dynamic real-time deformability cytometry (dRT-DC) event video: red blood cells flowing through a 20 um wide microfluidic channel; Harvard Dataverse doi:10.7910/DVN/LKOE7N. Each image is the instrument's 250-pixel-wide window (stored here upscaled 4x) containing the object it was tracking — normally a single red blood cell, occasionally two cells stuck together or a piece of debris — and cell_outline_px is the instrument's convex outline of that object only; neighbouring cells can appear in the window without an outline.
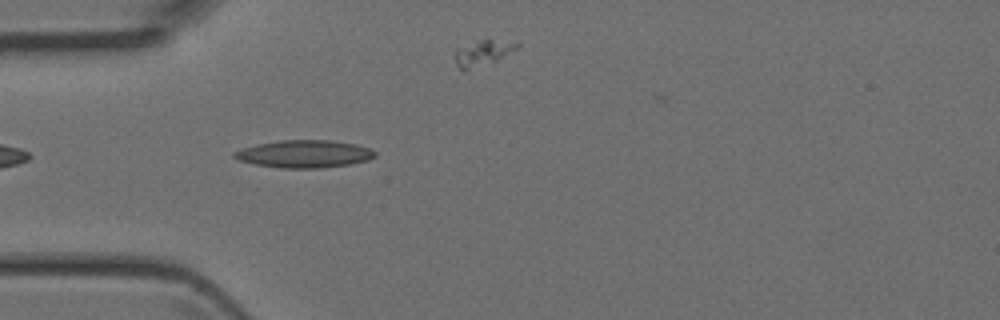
{"species": "Egyptian fruit bat (a non-hibernating species)", "species_latin": "Rousettus aegyptiacus", "temperature_condition": "room temperature", "stored_images_in_passage": 5, "camera_frame_rate_fps": 3000, "um_per_image_px": 0.085, "animal": {"sex": "female"}, "frame": {"image": 1, "passage_image": 3, "time_ms": 0.667, "image_size_px": [1000, 320], "cell_outline_px": [[376, 156], [368, 160], [352, 164], [320, 168], [280, 168], [256, 164], [240, 160], [232, 156], [232, 152], [240, 148], [256, 144], [280, 140], [332, 140], [356, 144], [368, 148], [376, 152]], "centroid_in_image_um": [25.86, 13.08], "position_along_channel_um": 59.1, "area_um2": 22.72}}